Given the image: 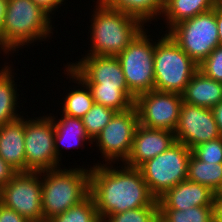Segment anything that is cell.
I'll return each mask as SVG.
<instances>
[{
	"instance_id": "1",
	"label": "cell",
	"mask_w": 222,
	"mask_h": 222,
	"mask_svg": "<svg viewBox=\"0 0 222 222\" xmlns=\"http://www.w3.org/2000/svg\"><path fill=\"white\" fill-rule=\"evenodd\" d=\"M102 163L90 165L89 191L101 221L108 215L126 210L159 206L139 168L124 163L118 167Z\"/></svg>"
},
{
	"instance_id": "2",
	"label": "cell",
	"mask_w": 222,
	"mask_h": 222,
	"mask_svg": "<svg viewBox=\"0 0 222 222\" xmlns=\"http://www.w3.org/2000/svg\"><path fill=\"white\" fill-rule=\"evenodd\" d=\"M51 18L33 0H7L2 30V55L6 54L5 59L23 47L51 38L55 31Z\"/></svg>"
},
{
	"instance_id": "3",
	"label": "cell",
	"mask_w": 222,
	"mask_h": 222,
	"mask_svg": "<svg viewBox=\"0 0 222 222\" xmlns=\"http://www.w3.org/2000/svg\"><path fill=\"white\" fill-rule=\"evenodd\" d=\"M95 4L89 20L90 47L85 55L117 57L145 25L136 17L107 7L101 0Z\"/></svg>"
},
{
	"instance_id": "4",
	"label": "cell",
	"mask_w": 222,
	"mask_h": 222,
	"mask_svg": "<svg viewBox=\"0 0 222 222\" xmlns=\"http://www.w3.org/2000/svg\"><path fill=\"white\" fill-rule=\"evenodd\" d=\"M83 166L41 171L44 222L77 205L90 194V168Z\"/></svg>"
},
{
	"instance_id": "5",
	"label": "cell",
	"mask_w": 222,
	"mask_h": 222,
	"mask_svg": "<svg viewBox=\"0 0 222 222\" xmlns=\"http://www.w3.org/2000/svg\"><path fill=\"white\" fill-rule=\"evenodd\" d=\"M197 71L198 65L168 33L155 40L154 90L182 94Z\"/></svg>"
},
{
	"instance_id": "6",
	"label": "cell",
	"mask_w": 222,
	"mask_h": 222,
	"mask_svg": "<svg viewBox=\"0 0 222 222\" xmlns=\"http://www.w3.org/2000/svg\"><path fill=\"white\" fill-rule=\"evenodd\" d=\"M191 150L176 141L166 151L143 163L139 169L150 192L158 199L167 190L187 180Z\"/></svg>"
},
{
	"instance_id": "7",
	"label": "cell",
	"mask_w": 222,
	"mask_h": 222,
	"mask_svg": "<svg viewBox=\"0 0 222 222\" xmlns=\"http://www.w3.org/2000/svg\"><path fill=\"white\" fill-rule=\"evenodd\" d=\"M170 37L197 64L219 46L216 7L174 25Z\"/></svg>"
},
{
	"instance_id": "8",
	"label": "cell",
	"mask_w": 222,
	"mask_h": 222,
	"mask_svg": "<svg viewBox=\"0 0 222 222\" xmlns=\"http://www.w3.org/2000/svg\"><path fill=\"white\" fill-rule=\"evenodd\" d=\"M144 28L117 56L125 76L128 90L138 95L154 90V37ZM149 37V38H148Z\"/></svg>"
},
{
	"instance_id": "9",
	"label": "cell",
	"mask_w": 222,
	"mask_h": 222,
	"mask_svg": "<svg viewBox=\"0 0 222 222\" xmlns=\"http://www.w3.org/2000/svg\"><path fill=\"white\" fill-rule=\"evenodd\" d=\"M40 116H33V119L24 116L25 172H40L63 166L57 159L55 127L51 115Z\"/></svg>"
},
{
	"instance_id": "10",
	"label": "cell",
	"mask_w": 222,
	"mask_h": 222,
	"mask_svg": "<svg viewBox=\"0 0 222 222\" xmlns=\"http://www.w3.org/2000/svg\"><path fill=\"white\" fill-rule=\"evenodd\" d=\"M138 121V112L133 105L130 109L116 112L109 123L92 141L100 150L104 164L125 163L130 155L133 136Z\"/></svg>"
},
{
	"instance_id": "11",
	"label": "cell",
	"mask_w": 222,
	"mask_h": 222,
	"mask_svg": "<svg viewBox=\"0 0 222 222\" xmlns=\"http://www.w3.org/2000/svg\"><path fill=\"white\" fill-rule=\"evenodd\" d=\"M1 204L29 222H44L40 172H18L2 187Z\"/></svg>"
},
{
	"instance_id": "12",
	"label": "cell",
	"mask_w": 222,
	"mask_h": 222,
	"mask_svg": "<svg viewBox=\"0 0 222 222\" xmlns=\"http://www.w3.org/2000/svg\"><path fill=\"white\" fill-rule=\"evenodd\" d=\"M182 94L151 90L135 98L139 124L175 132L179 122Z\"/></svg>"
},
{
	"instance_id": "13",
	"label": "cell",
	"mask_w": 222,
	"mask_h": 222,
	"mask_svg": "<svg viewBox=\"0 0 222 222\" xmlns=\"http://www.w3.org/2000/svg\"><path fill=\"white\" fill-rule=\"evenodd\" d=\"M176 141L190 150L221 136L212 109L182 103L179 122L175 130Z\"/></svg>"
},
{
	"instance_id": "14",
	"label": "cell",
	"mask_w": 222,
	"mask_h": 222,
	"mask_svg": "<svg viewBox=\"0 0 222 222\" xmlns=\"http://www.w3.org/2000/svg\"><path fill=\"white\" fill-rule=\"evenodd\" d=\"M68 65L86 84L101 87L128 88L121 63L116 56L82 55Z\"/></svg>"
},
{
	"instance_id": "15",
	"label": "cell",
	"mask_w": 222,
	"mask_h": 222,
	"mask_svg": "<svg viewBox=\"0 0 222 222\" xmlns=\"http://www.w3.org/2000/svg\"><path fill=\"white\" fill-rule=\"evenodd\" d=\"M176 142L175 133L137 125L133 145L125 165L139 168L146 161L166 151Z\"/></svg>"
},
{
	"instance_id": "16",
	"label": "cell",
	"mask_w": 222,
	"mask_h": 222,
	"mask_svg": "<svg viewBox=\"0 0 222 222\" xmlns=\"http://www.w3.org/2000/svg\"><path fill=\"white\" fill-rule=\"evenodd\" d=\"M214 192L202 184L184 180L159 197V209L186 210L195 206H214Z\"/></svg>"
},
{
	"instance_id": "17",
	"label": "cell",
	"mask_w": 222,
	"mask_h": 222,
	"mask_svg": "<svg viewBox=\"0 0 222 222\" xmlns=\"http://www.w3.org/2000/svg\"><path fill=\"white\" fill-rule=\"evenodd\" d=\"M0 157L17 172H25L23 116L0 127Z\"/></svg>"
},
{
	"instance_id": "18",
	"label": "cell",
	"mask_w": 222,
	"mask_h": 222,
	"mask_svg": "<svg viewBox=\"0 0 222 222\" xmlns=\"http://www.w3.org/2000/svg\"><path fill=\"white\" fill-rule=\"evenodd\" d=\"M54 123L55 136L54 144L57 159L61 162L63 148L71 150V148H84L85 143L92 145L93 142L86 133L85 126L80 118L69 117L60 113V118L49 113ZM53 115V116H52ZM57 118V119H56ZM61 146V147H60Z\"/></svg>"
},
{
	"instance_id": "19",
	"label": "cell",
	"mask_w": 222,
	"mask_h": 222,
	"mask_svg": "<svg viewBox=\"0 0 222 222\" xmlns=\"http://www.w3.org/2000/svg\"><path fill=\"white\" fill-rule=\"evenodd\" d=\"M184 103L213 109L222 101V82L205 76L197 71L182 93Z\"/></svg>"
},
{
	"instance_id": "20",
	"label": "cell",
	"mask_w": 222,
	"mask_h": 222,
	"mask_svg": "<svg viewBox=\"0 0 222 222\" xmlns=\"http://www.w3.org/2000/svg\"><path fill=\"white\" fill-rule=\"evenodd\" d=\"M64 66L63 74L67 76V79H70L69 83L72 80V83L77 84V86L74 85L73 88L68 89L69 92H66V95L62 98L63 102L61 99V103L63 104L60 106L62 108L61 112L69 117L81 119L93 106L94 99L87 84L68 65Z\"/></svg>"
},
{
	"instance_id": "21",
	"label": "cell",
	"mask_w": 222,
	"mask_h": 222,
	"mask_svg": "<svg viewBox=\"0 0 222 222\" xmlns=\"http://www.w3.org/2000/svg\"><path fill=\"white\" fill-rule=\"evenodd\" d=\"M5 63L6 61L0 67V127L20 118L22 115L17 112L20 108L18 104H23L17 102L20 94L17 90L18 85L15 84V80L17 81V78L14 79L15 69L13 65L12 67L9 65V62L7 65Z\"/></svg>"
},
{
	"instance_id": "22",
	"label": "cell",
	"mask_w": 222,
	"mask_h": 222,
	"mask_svg": "<svg viewBox=\"0 0 222 222\" xmlns=\"http://www.w3.org/2000/svg\"><path fill=\"white\" fill-rule=\"evenodd\" d=\"M217 5L218 0H166L161 20L167 23V30L163 32L167 33L177 23L214 9Z\"/></svg>"
},
{
	"instance_id": "23",
	"label": "cell",
	"mask_w": 222,
	"mask_h": 222,
	"mask_svg": "<svg viewBox=\"0 0 222 222\" xmlns=\"http://www.w3.org/2000/svg\"><path fill=\"white\" fill-rule=\"evenodd\" d=\"M107 7L138 18L144 25L161 19L166 0H101ZM158 19V20H157Z\"/></svg>"
},
{
	"instance_id": "24",
	"label": "cell",
	"mask_w": 222,
	"mask_h": 222,
	"mask_svg": "<svg viewBox=\"0 0 222 222\" xmlns=\"http://www.w3.org/2000/svg\"><path fill=\"white\" fill-rule=\"evenodd\" d=\"M187 180L202 184L215 194L222 193V163H206L191 153L188 161Z\"/></svg>"
},
{
	"instance_id": "25",
	"label": "cell",
	"mask_w": 222,
	"mask_h": 222,
	"mask_svg": "<svg viewBox=\"0 0 222 222\" xmlns=\"http://www.w3.org/2000/svg\"><path fill=\"white\" fill-rule=\"evenodd\" d=\"M94 103L101 104L116 112L130 109L135 102V96L128 88L101 87V84H87Z\"/></svg>"
},
{
	"instance_id": "26",
	"label": "cell",
	"mask_w": 222,
	"mask_h": 222,
	"mask_svg": "<svg viewBox=\"0 0 222 222\" xmlns=\"http://www.w3.org/2000/svg\"><path fill=\"white\" fill-rule=\"evenodd\" d=\"M47 222H102L93 197L89 194L84 200Z\"/></svg>"
},
{
	"instance_id": "27",
	"label": "cell",
	"mask_w": 222,
	"mask_h": 222,
	"mask_svg": "<svg viewBox=\"0 0 222 222\" xmlns=\"http://www.w3.org/2000/svg\"><path fill=\"white\" fill-rule=\"evenodd\" d=\"M115 113L116 111L113 109L94 103L91 109L81 118L86 133L92 141L109 123Z\"/></svg>"
},
{
	"instance_id": "28",
	"label": "cell",
	"mask_w": 222,
	"mask_h": 222,
	"mask_svg": "<svg viewBox=\"0 0 222 222\" xmlns=\"http://www.w3.org/2000/svg\"><path fill=\"white\" fill-rule=\"evenodd\" d=\"M171 222H214V206H195L186 210L159 209Z\"/></svg>"
},
{
	"instance_id": "29",
	"label": "cell",
	"mask_w": 222,
	"mask_h": 222,
	"mask_svg": "<svg viewBox=\"0 0 222 222\" xmlns=\"http://www.w3.org/2000/svg\"><path fill=\"white\" fill-rule=\"evenodd\" d=\"M159 206H147L106 216L102 222H154Z\"/></svg>"
},
{
	"instance_id": "30",
	"label": "cell",
	"mask_w": 222,
	"mask_h": 222,
	"mask_svg": "<svg viewBox=\"0 0 222 222\" xmlns=\"http://www.w3.org/2000/svg\"><path fill=\"white\" fill-rule=\"evenodd\" d=\"M191 152L200 161L222 163V136L194 147Z\"/></svg>"
},
{
	"instance_id": "31",
	"label": "cell",
	"mask_w": 222,
	"mask_h": 222,
	"mask_svg": "<svg viewBox=\"0 0 222 222\" xmlns=\"http://www.w3.org/2000/svg\"><path fill=\"white\" fill-rule=\"evenodd\" d=\"M205 76L222 82V46H217L210 55L198 65Z\"/></svg>"
},
{
	"instance_id": "32",
	"label": "cell",
	"mask_w": 222,
	"mask_h": 222,
	"mask_svg": "<svg viewBox=\"0 0 222 222\" xmlns=\"http://www.w3.org/2000/svg\"><path fill=\"white\" fill-rule=\"evenodd\" d=\"M0 222H29L11 208L0 203Z\"/></svg>"
},
{
	"instance_id": "33",
	"label": "cell",
	"mask_w": 222,
	"mask_h": 222,
	"mask_svg": "<svg viewBox=\"0 0 222 222\" xmlns=\"http://www.w3.org/2000/svg\"><path fill=\"white\" fill-rule=\"evenodd\" d=\"M39 7L47 12L51 17L54 12H58V9L65 5L66 0H33ZM64 2V3H63Z\"/></svg>"
},
{
	"instance_id": "34",
	"label": "cell",
	"mask_w": 222,
	"mask_h": 222,
	"mask_svg": "<svg viewBox=\"0 0 222 222\" xmlns=\"http://www.w3.org/2000/svg\"><path fill=\"white\" fill-rule=\"evenodd\" d=\"M18 172L0 157V186L6 185Z\"/></svg>"
},
{
	"instance_id": "35",
	"label": "cell",
	"mask_w": 222,
	"mask_h": 222,
	"mask_svg": "<svg viewBox=\"0 0 222 222\" xmlns=\"http://www.w3.org/2000/svg\"><path fill=\"white\" fill-rule=\"evenodd\" d=\"M214 222H222V193L214 194Z\"/></svg>"
},
{
	"instance_id": "36",
	"label": "cell",
	"mask_w": 222,
	"mask_h": 222,
	"mask_svg": "<svg viewBox=\"0 0 222 222\" xmlns=\"http://www.w3.org/2000/svg\"><path fill=\"white\" fill-rule=\"evenodd\" d=\"M7 0H0V53L2 51V30L6 15Z\"/></svg>"
},
{
	"instance_id": "37",
	"label": "cell",
	"mask_w": 222,
	"mask_h": 222,
	"mask_svg": "<svg viewBox=\"0 0 222 222\" xmlns=\"http://www.w3.org/2000/svg\"><path fill=\"white\" fill-rule=\"evenodd\" d=\"M216 22L218 26L219 45L222 46V8L219 5L216 6Z\"/></svg>"
},
{
	"instance_id": "38",
	"label": "cell",
	"mask_w": 222,
	"mask_h": 222,
	"mask_svg": "<svg viewBox=\"0 0 222 222\" xmlns=\"http://www.w3.org/2000/svg\"><path fill=\"white\" fill-rule=\"evenodd\" d=\"M212 111H213L215 120H216V122H217L219 131H220L221 136H222V101H221L218 105H216V106L212 109Z\"/></svg>"
},
{
	"instance_id": "39",
	"label": "cell",
	"mask_w": 222,
	"mask_h": 222,
	"mask_svg": "<svg viewBox=\"0 0 222 222\" xmlns=\"http://www.w3.org/2000/svg\"><path fill=\"white\" fill-rule=\"evenodd\" d=\"M154 222H171L160 211L155 216Z\"/></svg>"
},
{
	"instance_id": "40",
	"label": "cell",
	"mask_w": 222,
	"mask_h": 222,
	"mask_svg": "<svg viewBox=\"0 0 222 222\" xmlns=\"http://www.w3.org/2000/svg\"><path fill=\"white\" fill-rule=\"evenodd\" d=\"M218 5L222 8V0H218Z\"/></svg>"
},
{
	"instance_id": "41",
	"label": "cell",
	"mask_w": 222,
	"mask_h": 222,
	"mask_svg": "<svg viewBox=\"0 0 222 222\" xmlns=\"http://www.w3.org/2000/svg\"><path fill=\"white\" fill-rule=\"evenodd\" d=\"M2 187L0 186V203H1Z\"/></svg>"
}]
</instances>
